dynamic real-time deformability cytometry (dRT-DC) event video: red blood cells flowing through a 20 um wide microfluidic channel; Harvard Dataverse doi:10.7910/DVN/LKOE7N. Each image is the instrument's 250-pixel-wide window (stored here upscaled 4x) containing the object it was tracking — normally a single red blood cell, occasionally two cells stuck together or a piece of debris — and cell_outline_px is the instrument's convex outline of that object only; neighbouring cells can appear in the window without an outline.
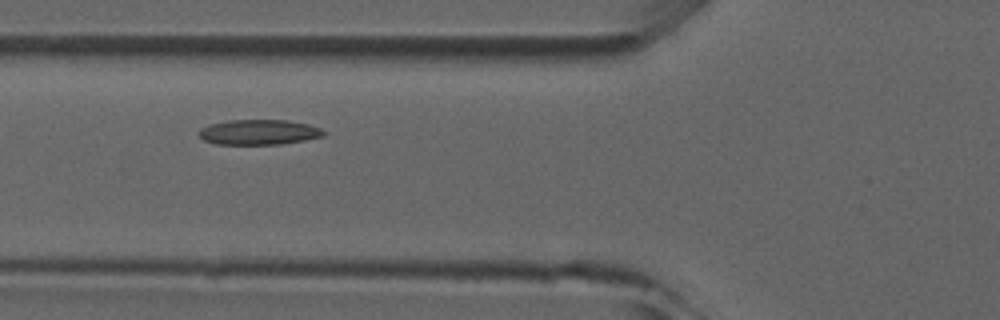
{"species": "common noctule bat (a hibernating species)", "species_latin": "Nyctalus noctula", "temperature_condition": "room temperature", "stored_images_in_passage": 6, "camera_frame_rate_fps": 3000, "um_per_image_px": 0.085, "animal": {"sex": "male", "forearm_length_mm": 52.5}, "frame": {"image": 1, "passage_image": 4, "time_ms": 3.333, "image_size_px": [1000, 320], "cell_outline_px": [[324, 136], [304, 140], [280, 144], [216, 144], [204, 140], [196, 132], [200, 128], [208, 124], [228, 120], [288, 120], [308, 124], [320, 128], [324, 132]], "centroid_in_image_um": [21.96, 11.23], "position_along_channel_um": 103.8, "area_um2": 18.32}}
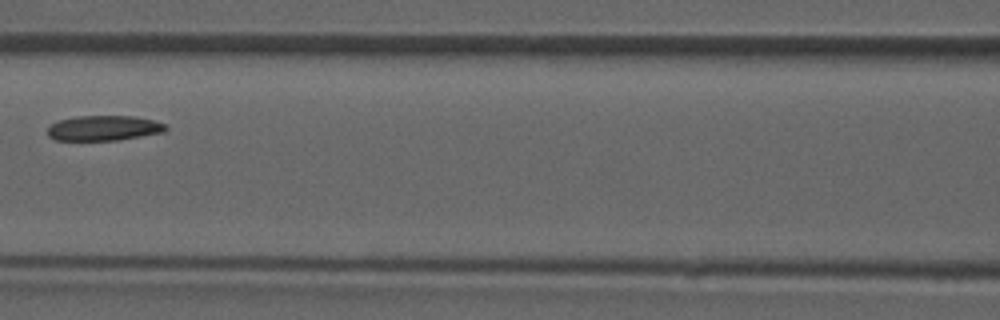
{"frame": {"image": 2, "passage_image": 5, "time_ms": 4.667, "image_size_px": [1000, 320], "cell_outline_px": [[168, 128], [164, 132], [120, 140], [52, 140], [48, 136], [48, 124], [60, 120], [76, 116], [136, 116], [152, 120], [164, 124]], "centroid_in_image_um": [8.79, 10.89], "position_along_channel_um": 157.8, "area_um2": 17.4}}